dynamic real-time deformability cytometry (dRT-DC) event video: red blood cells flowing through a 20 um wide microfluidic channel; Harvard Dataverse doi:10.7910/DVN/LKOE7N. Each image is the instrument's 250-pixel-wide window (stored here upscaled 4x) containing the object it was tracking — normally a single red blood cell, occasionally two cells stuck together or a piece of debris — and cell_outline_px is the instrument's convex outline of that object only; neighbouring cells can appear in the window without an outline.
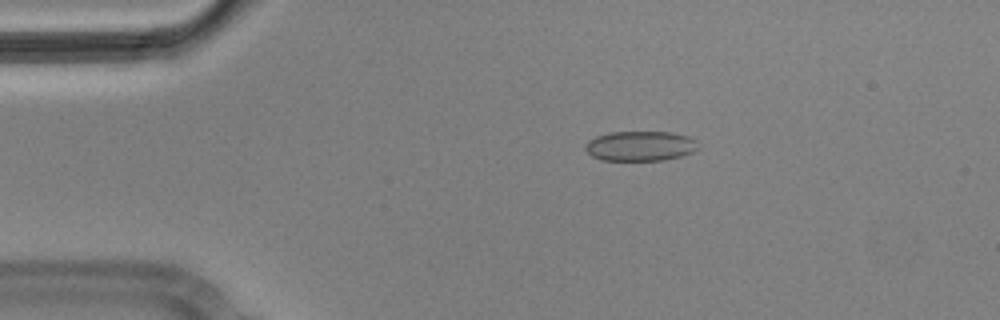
{"species": "Egyptian fruit bat (a non-hibernating species)", "species_latin": "Rousettus aegyptiacus", "temperature_condition": "cold", "stored_images_in_passage": 5, "camera_frame_rate_fps": 3000, "um_per_image_px": 0.085, "animal": {"sex": "male"}, "frame": {"image": 1, "passage_image": 3, "time_ms": 0.667, "image_size_px": [1000, 320], "cell_outline_px": [[696, 148], [692, 152], [680, 156], [664, 160], [600, 160], [592, 156], [584, 148], [584, 144], [588, 140], [596, 136], [608, 132], [672, 132], [688, 136], [696, 140]], "centroid_in_image_um": [54.37, 12.4], "position_along_channel_um": 30.6, "area_um2": 19.65}}
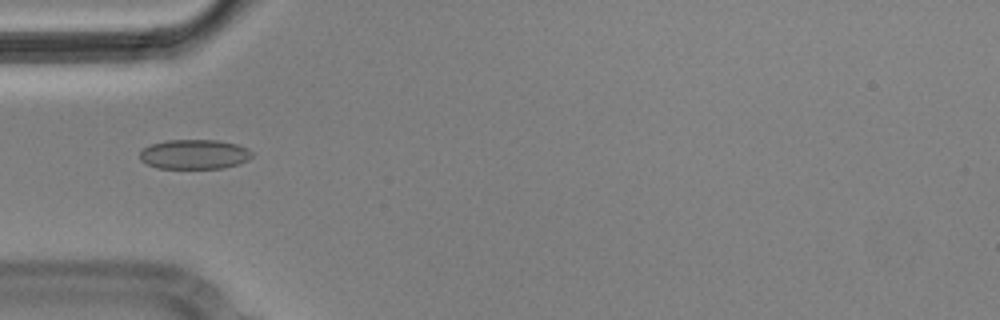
{"frame": {"image": 2, "passage_image": 5, "time_ms": 1.333, "image_size_px": [1000, 320], "cell_outline_px": [[252, 156], [248, 160], [240, 164], [224, 168], [156, 168], [140, 160], [140, 152], [144, 148], [152, 144], [164, 140], [220, 140], [236, 144], [248, 148], [252, 152]], "centroid_in_image_um": [16.54, 13.11], "position_along_channel_um": 68.5, "area_um2": 19.48}}